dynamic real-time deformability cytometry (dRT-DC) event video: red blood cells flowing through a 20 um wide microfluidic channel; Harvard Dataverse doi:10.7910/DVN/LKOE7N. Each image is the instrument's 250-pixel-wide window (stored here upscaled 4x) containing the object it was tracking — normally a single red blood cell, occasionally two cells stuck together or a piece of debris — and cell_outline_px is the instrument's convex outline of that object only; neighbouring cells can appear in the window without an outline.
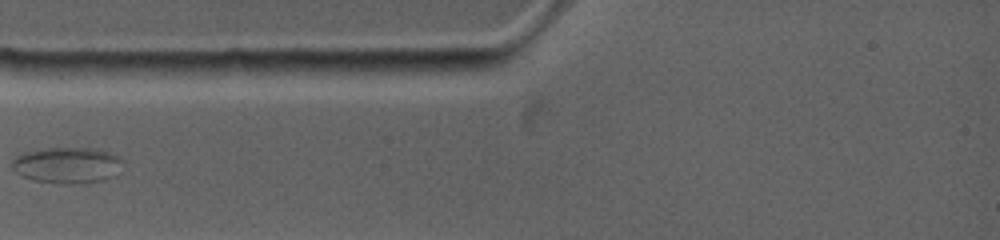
{"species": "common noctule bat (a hibernating species)", "species_latin": "Nyctalus noctula", "temperature_condition": "warm", "stored_images_in_passage": 27, "camera_frame_rate_fps": 4500, "um_per_image_px": 0.085, "animal": {"sex": "female", "body_mass_g": 19.0, "forearm_length_mm": 53.3}, "frame": {"image": 1, "passage_image": 1, "time_ms": 0.0, "image_size_px": [1000, 240], "cell_outline_px": [[112, 176], [108, 180], [76, 184], [64, 184], [32, 180], [20, 176], [12, 168], [12, 164], [20, 156], [36, 152], [100, 152], [112, 156]], "centroid_in_image_um": [5.52, 14.2], "position_along_channel_um": 79.5, "area_um2": 19.94}}
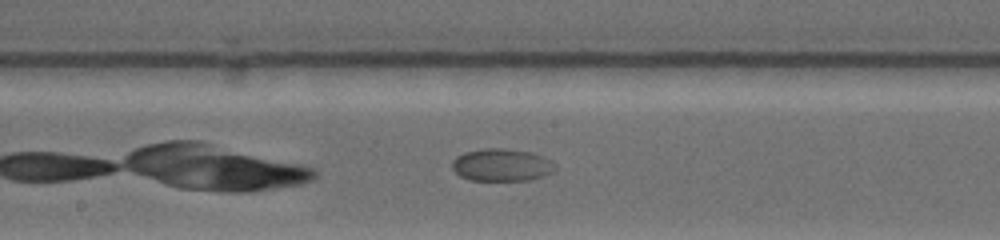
{"frame": {"image": 2, "passage_image": 16, "time_ms": 3.556, "image_size_px": [1000, 240], "cell_outline_px": [[556, 168], [552, 172], [544, 176], [532, 180], [468, 180], [460, 176], [452, 168], [452, 164], [460, 156], [468, 152], [524, 152], [536, 156]], "centroid_in_image_um": [42.6, 14.14], "position_along_channel_um": 205.6, "area_um2": 17.46}}
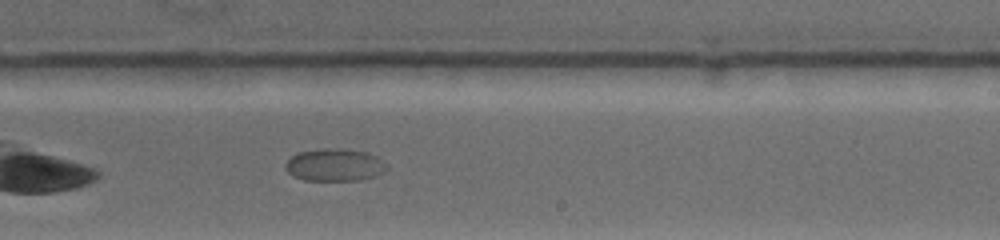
{"frame": {"image": 3, "passage_image": 22, "time_ms": 5.111, "image_size_px": [1000, 240], "cell_outline_px": [[388, 168], [384, 172], [360, 180], [304, 180], [292, 176], [288, 172], [284, 164], [292, 156], [300, 152], [364, 152], [372, 156]], "centroid_in_image_um": [28.37, 14.11], "position_along_channel_um": 260.6, "area_um2": 17.51}}